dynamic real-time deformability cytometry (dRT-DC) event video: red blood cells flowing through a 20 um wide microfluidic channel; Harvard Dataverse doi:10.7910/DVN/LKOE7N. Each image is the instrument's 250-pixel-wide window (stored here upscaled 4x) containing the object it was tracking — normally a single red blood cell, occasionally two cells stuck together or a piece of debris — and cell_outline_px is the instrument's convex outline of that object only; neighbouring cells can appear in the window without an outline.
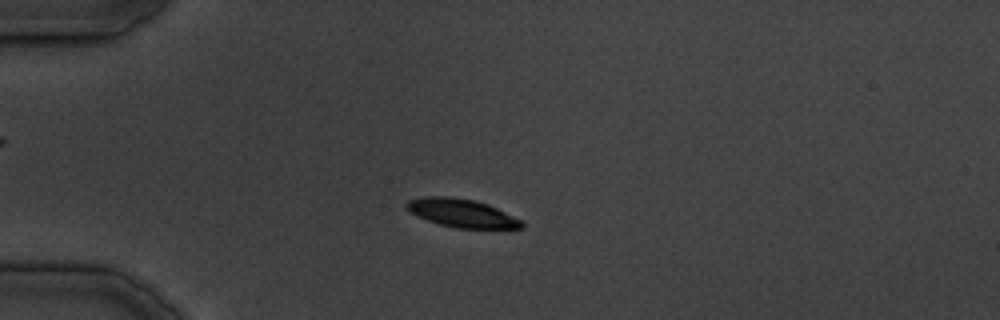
{"species": "common noctule bat (a hibernating species)", "species_latin": "Nyctalus noctula", "temperature_condition": "cold", "stored_images_in_passage": 9, "camera_frame_rate_fps": 3000, "um_per_image_px": 0.085, "animal": {"sex": "male", "body_mass_g": 19.5, "forearm_length_mm": 54.6}, "frame": {"image": 1, "passage_image": 2, "time_ms": 1.0, "image_size_px": [1000, 320], "cell_outline_px": [[524, 228], [456, 228], [440, 224], [428, 220], [404, 208], [404, 204], [408, 200], [424, 196], [452, 196], [472, 200], [488, 204], [520, 220], [524, 224]], "centroid_in_image_um": [39.21, 18.1], "position_along_channel_um": 45.8, "area_um2": 18.73}}